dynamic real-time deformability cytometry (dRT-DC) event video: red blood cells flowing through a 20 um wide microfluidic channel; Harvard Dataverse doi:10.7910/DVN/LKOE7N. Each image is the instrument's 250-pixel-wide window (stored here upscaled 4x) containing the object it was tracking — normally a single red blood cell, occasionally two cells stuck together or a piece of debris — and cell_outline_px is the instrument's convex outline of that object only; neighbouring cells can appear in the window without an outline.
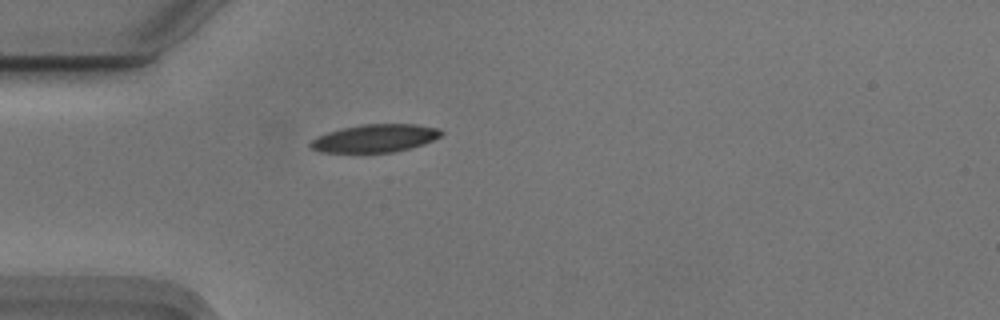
{"species": "Egyptian fruit bat (a non-hibernating species)", "species_latin": "Rousettus aegyptiacus", "temperature_condition": "cold", "stored_images_in_passage": 40, "camera_frame_rate_fps": 3000, "um_per_image_px": 0.085, "animal": {"sex": "male"}, "frame": {"image": 1, "passage_image": 1, "time_ms": 0.0, "image_size_px": [1000, 320], "cell_outline_px": [[444, 132], [440, 136], [424, 144], [392, 152], [320, 152], [308, 148], [308, 144], [316, 136], [340, 128], [360, 124], [416, 124], [440, 128]], "centroid_in_image_um": [31.84, 11.74], "position_along_channel_um": 53.2, "area_um2": 21.39}}
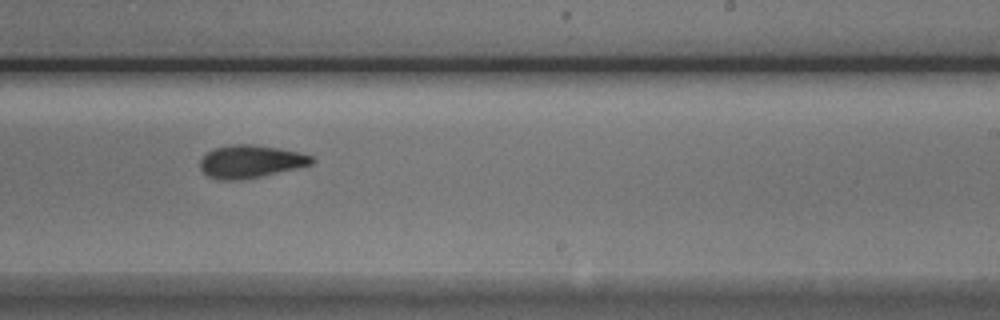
{"frame": {"image": 2, "passage_image": 19, "time_ms": 6.0, "image_size_px": [1000, 320], "cell_outline_px": [[316, 160], [312, 164], [260, 176], [228, 180], [220, 180], [208, 176], [200, 168], [200, 160], [208, 152], [216, 148], [232, 144], [252, 144], [300, 152], [312, 156]], "centroid_in_image_um": [21.3, 13.71], "position_along_channel_um": 267.7, "area_um2": 20.87}}
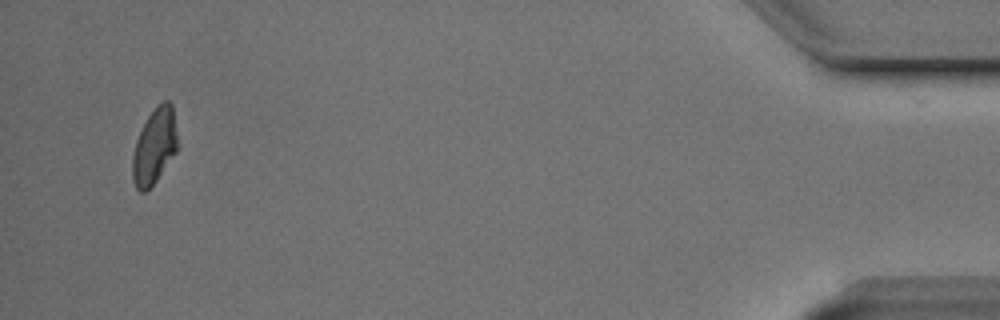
{"frame": {"image": 3, "passage_image": 38, "time_ms": 12.333, "image_size_px": [1000, 320], "cell_outline_px": [[176, 152], [156, 180], [144, 192], [140, 192], [136, 188], [132, 180], [132, 156], [136, 140], [148, 116], [164, 100], [168, 100], [172, 104], [176, 136]], "centroid_in_image_um": [13.1, 12.46], "position_along_channel_um": 422.1, "area_um2": 19.31}, "authors_computed_cell_mechanics": {"area_um2": 20.8658, "velocity_mm_per_s": 3.7219, "shape_relaxation_time_tau1_ms": 3.4323, "shape_relaxation_time_tau2_ms": 3.1713, "deformation_change_tau1": 0.134, "deformation_change_tau2": 0.0849}}